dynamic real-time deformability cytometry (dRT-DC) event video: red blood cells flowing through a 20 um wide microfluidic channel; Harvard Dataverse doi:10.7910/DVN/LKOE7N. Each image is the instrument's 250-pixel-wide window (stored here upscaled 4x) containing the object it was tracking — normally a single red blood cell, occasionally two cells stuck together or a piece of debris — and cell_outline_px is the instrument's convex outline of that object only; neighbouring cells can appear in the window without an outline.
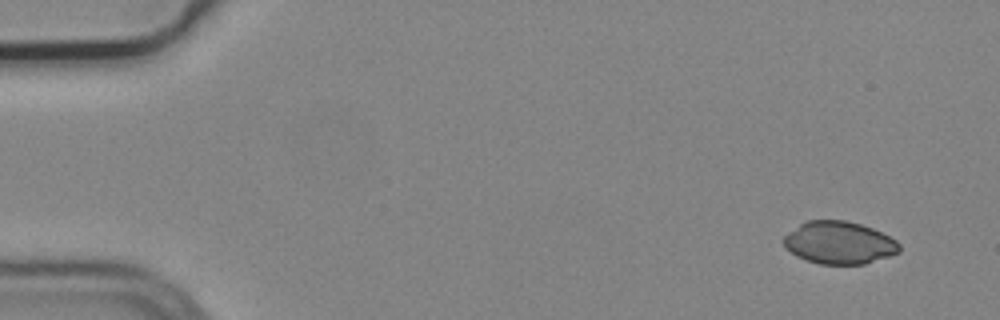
{"species": "common noctule bat (a hibernating species)", "species_latin": "Nyctalus noctula", "temperature_condition": "cold", "stored_images_in_passage": 5, "camera_frame_rate_fps": 3000, "um_per_image_px": 0.085, "animal": {"sex": "male", "body_mass_g": 19.2, "forearm_length_mm": 51.8}, "frame": {"image": 1, "passage_image": 1, "time_ms": 0.0, "image_size_px": [1000, 320], "cell_outline_px": [[900, 252], [864, 264], [820, 264], [796, 256], [784, 244], [784, 236], [788, 232], [800, 224], [808, 220], [844, 220], [860, 224], [872, 228], [896, 240], [900, 244]], "centroid_in_image_um": [71.34, 20.63], "position_along_channel_um": 13.7, "area_um2": 28.38}}